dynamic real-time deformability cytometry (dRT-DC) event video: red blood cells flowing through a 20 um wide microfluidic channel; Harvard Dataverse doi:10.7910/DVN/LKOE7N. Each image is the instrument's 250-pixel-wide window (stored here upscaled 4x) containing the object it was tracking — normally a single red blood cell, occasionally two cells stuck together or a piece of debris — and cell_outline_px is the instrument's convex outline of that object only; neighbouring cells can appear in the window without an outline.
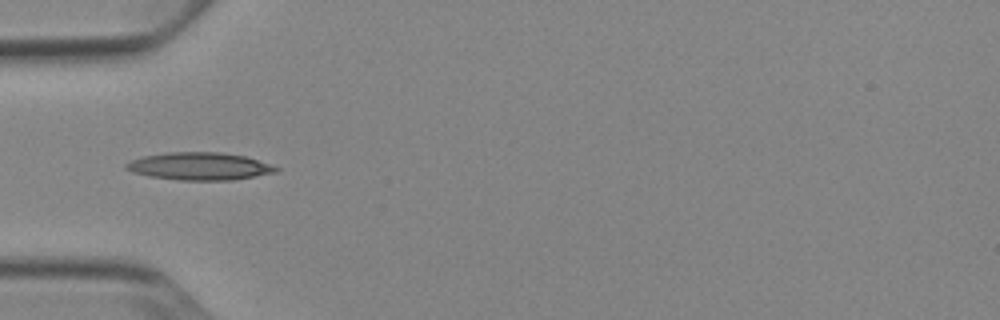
{"species": "Egyptian fruit bat (a non-hibernating species)", "species_latin": "Rousettus aegyptiacus", "temperature_condition": "cold", "stored_images_in_passage": 36, "camera_frame_rate_fps": 3000, "um_per_image_px": 0.085, "animal": {"sex": "female"}, "frame": {"image": 1, "passage_image": 1, "time_ms": 0.0, "image_size_px": [1000, 320], "cell_outline_px": [[280, 168], [276, 172], [232, 180], [180, 180], [152, 176], [132, 172], [124, 168], [124, 164], [132, 160], [144, 156], [168, 152], [220, 152], [244, 156], [272, 164]], "centroid_in_image_um": [16.97, 14.12], "position_along_channel_um": 68.0, "area_um2": 23.93}}
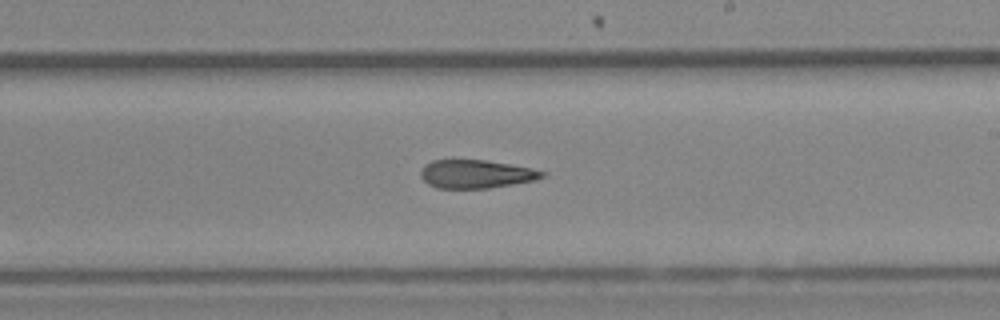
{"frame": {"image": 2, "passage_image": 15, "time_ms": 4.667, "image_size_px": [1000, 320], "cell_outline_px": [[548, 172], [544, 176], [536, 180], [488, 188], [436, 188], [428, 184], [420, 176], [420, 172], [424, 164], [432, 160], [484, 160], [532, 168]], "centroid_in_image_um": [40.45, 14.79], "position_along_channel_um": 248.5, "area_um2": 20.06}}
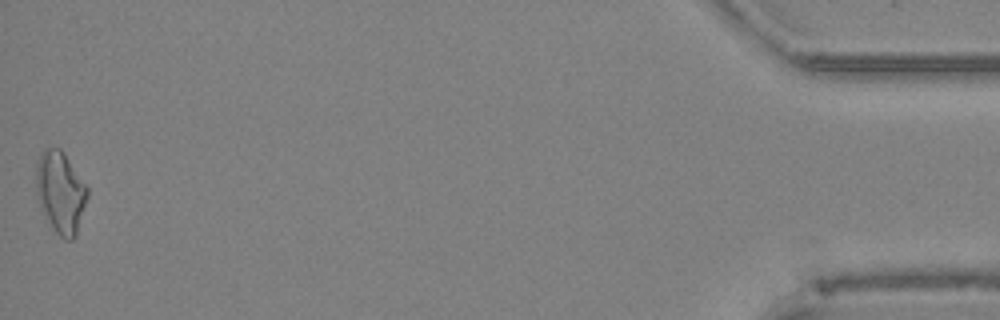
{"frame": {"image": 3, "passage_image": 36, "time_ms": 11.667, "image_size_px": [1000, 320], "cell_outline_px": [[88, 196], [76, 236], [72, 240], [64, 240], [56, 232], [40, 208], [36, 192], [36, 160], [44, 148], [60, 148], [64, 152], [88, 188]], "centroid_in_image_um": [5.14, 16.33], "position_along_channel_um": 430.1, "area_um2": 24.51}, "authors_computed_cell_mechanics": {"area_um2": 21.3282, "velocity_mm_per_s": 3.8938, "shape_relaxation_time_tau1_ms": null, "shape_relaxation_time_tau2_ms": 4.7065, "deformation_change_tau1": null, "deformation_change_tau2": 0.152}}